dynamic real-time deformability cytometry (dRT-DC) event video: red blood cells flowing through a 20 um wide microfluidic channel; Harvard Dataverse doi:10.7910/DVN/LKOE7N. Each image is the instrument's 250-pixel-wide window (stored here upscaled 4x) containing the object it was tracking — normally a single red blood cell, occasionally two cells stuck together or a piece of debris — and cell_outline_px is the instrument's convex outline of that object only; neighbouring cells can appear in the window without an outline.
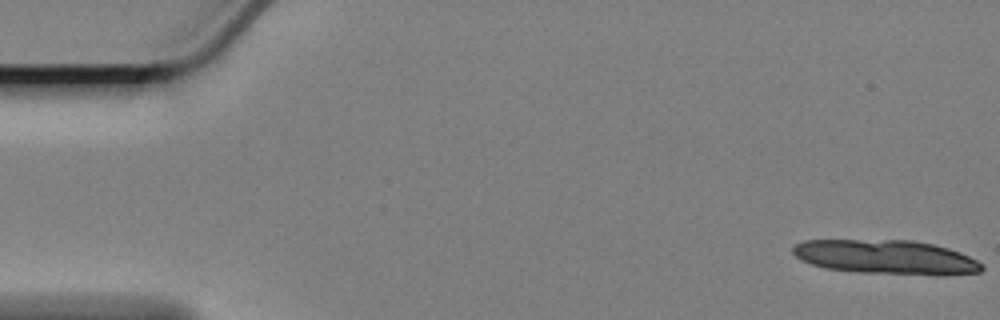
{"species": "Egyptian fruit bat (a non-hibernating species)", "species_latin": "Rousettus aegyptiacus", "temperature_condition": "cold", "stored_images_in_passage": 9, "camera_frame_rate_fps": 3000, "um_per_image_px": 0.085, "animal": {"sex": "female"}, "frame": {"image": 1, "passage_image": 1, "time_ms": 0.0, "image_size_px": [1000, 320], "cell_outline_px": [[984, 268], [980, 272], [944, 276], [936, 276], [856, 272], [824, 268], [800, 260], [792, 252], [792, 248], [796, 244], [804, 240], [912, 240], [932, 244], [948, 248], [960, 252], [984, 264]], "centroid_in_image_um": [75.35, 21.87], "position_along_channel_um": 9.7, "area_um2": 38.21}}